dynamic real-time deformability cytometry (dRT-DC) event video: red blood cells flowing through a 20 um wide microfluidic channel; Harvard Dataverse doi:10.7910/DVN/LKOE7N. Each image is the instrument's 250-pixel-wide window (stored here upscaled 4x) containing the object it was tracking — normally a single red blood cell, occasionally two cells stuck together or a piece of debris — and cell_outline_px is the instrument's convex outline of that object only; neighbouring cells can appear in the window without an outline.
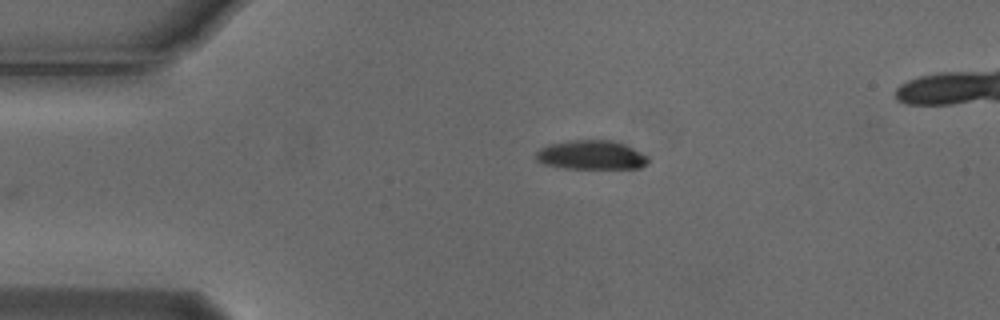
{"species": "Egyptian fruit bat (a non-hibernating species)", "species_latin": "Rousettus aegyptiacus", "temperature_condition": "cold", "stored_images_in_passage": 3, "camera_frame_rate_fps": 3000, "um_per_image_px": 0.085, "animal": {"sex": "male"}, "frame": {"image": 1, "passage_image": 1, "time_ms": 0.0, "image_size_px": [1000, 320], "cell_outline_px": [[648, 164], [640, 168], [564, 168], [544, 164], [536, 160], [532, 156], [540, 148], [548, 144], [568, 140], [612, 140], [624, 144], [648, 156]], "centroid_in_image_um": [50.21, 13.17], "position_along_channel_um": 34.8, "area_um2": 19.19}}